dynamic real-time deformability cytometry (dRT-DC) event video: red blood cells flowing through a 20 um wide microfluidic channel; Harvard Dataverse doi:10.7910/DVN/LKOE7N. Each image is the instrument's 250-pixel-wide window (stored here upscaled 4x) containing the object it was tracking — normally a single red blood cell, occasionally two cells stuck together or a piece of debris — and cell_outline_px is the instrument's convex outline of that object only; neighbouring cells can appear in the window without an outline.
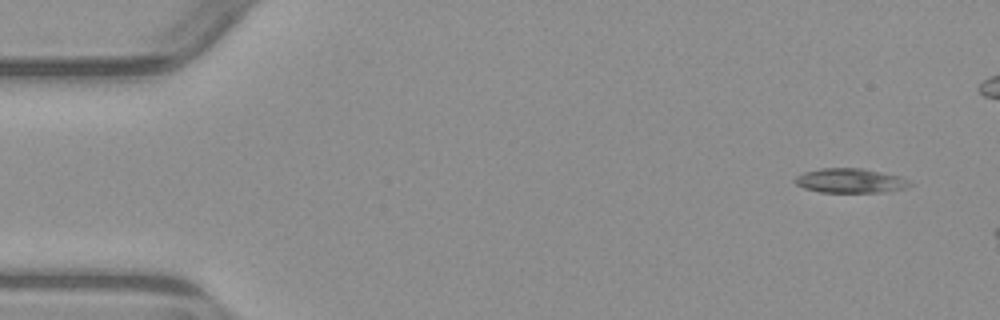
{"species": "common noctule bat (a hibernating species)", "species_latin": "Nyctalus noctula", "temperature_condition": "warm", "stored_images_in_passage": 3, "camera_frame_rate_fps": 3000, "um_per_image_px": 0.085, "animal": {"sex": "male", "body_mass_g": 23.1, "forearm_length_mm": 52.7}, "frame": {"image": 1, "passage_image": 1, "time_ms": 0.0, "image_size_px": [1000, 320], "cell_outline_px": [[912, 184], [904, 188], [880, 192], [820, 192], [804, 188], [796, 184], [792, 180], [796, 176], [804, 172], [820, 168], [864, 168], [900, 176], [908, 180]], "centroid_in_image_um": [72.23, 15.35], "position_along_channel_um": 12.8, "area_um2": 16.36}}